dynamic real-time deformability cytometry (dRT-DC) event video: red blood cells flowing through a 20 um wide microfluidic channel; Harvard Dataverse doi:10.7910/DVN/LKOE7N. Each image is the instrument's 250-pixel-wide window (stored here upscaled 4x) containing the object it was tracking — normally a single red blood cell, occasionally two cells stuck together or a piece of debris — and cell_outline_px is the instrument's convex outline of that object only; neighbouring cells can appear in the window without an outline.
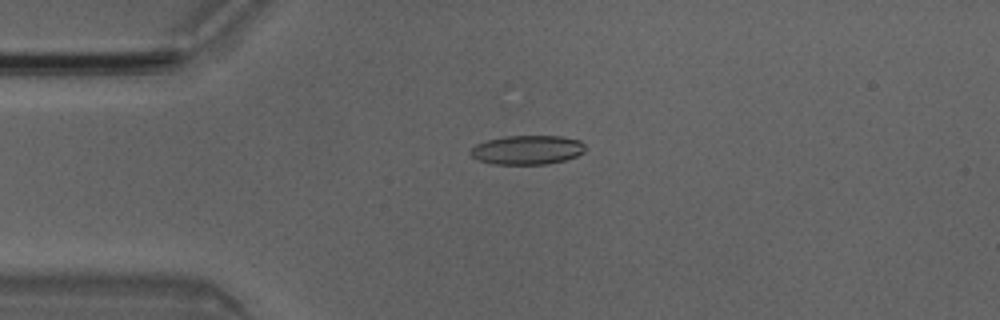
{"species": "Egyptian fruit bat (a non-hibernating species)", "species_latin": "Rousettus aegyptiacus", "temperature_condition": "room temperature", "stored_images_in_passage": 5, "camera_frame_rate_fps": 3000, "um_per_image_px": 0.085, "animal": {"sex": "male"}, "frame": {"image": 1, "passage_image": 4, "time_ms": 1.0, "image_size_px": [1000, 320], "cell_outline_px": [[584, 152], [576, 156], [564, 160], [548, 164], [492, 164], [480, 160], [472, 156], [468, 152], [476, 144], [488, 140], [504, 136], [560, 136], [580, 140], [584, 144]], "centroid_in_image_um": [44.81, 12.74], "position_along_channel_um": 40.2, "area_um2": 19.42}}